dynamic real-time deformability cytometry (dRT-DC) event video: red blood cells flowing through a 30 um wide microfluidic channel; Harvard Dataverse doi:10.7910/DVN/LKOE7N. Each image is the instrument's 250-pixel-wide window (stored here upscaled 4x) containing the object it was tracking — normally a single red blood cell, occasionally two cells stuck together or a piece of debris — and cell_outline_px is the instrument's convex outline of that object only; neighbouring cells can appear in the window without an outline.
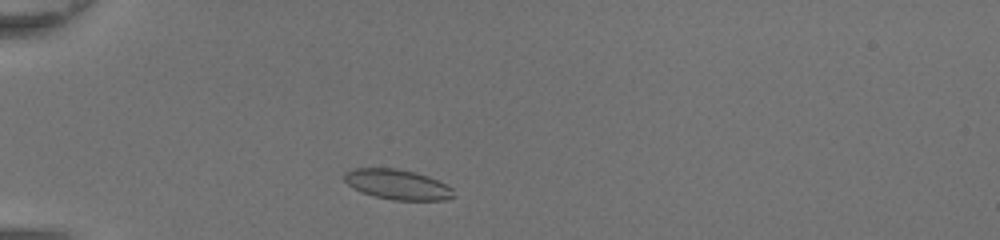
{"species": "common noctule bat (a hibernating species)", "species_latin": "Nyctalus noctula", "temperature_condition": "room temperature", "stored_images_in_passage": 36, "camera_frame_rate_fps": 3000, "um_per_image_px": 0.085, "animal": {"sex": "female", "body_mass_g": 20.0, "forearm_length_mm": 54.0}, "frame": {"image": 1, "passage_image": 3, "time_ms": 0.667, "image_size_px": [1000, 240], "cell_outline_px": [[456, 196], [444, 200], [392, 200], [376, 196], [364, 192], [348, 184], [344, 180], [344, 172], [352, 168], [396, 168], [428, 176], [452, 188]], "centroid_in_image_um": [33.79, 15.67], "position_along_channel_um": 51.2, "area_um2": 18.9}}
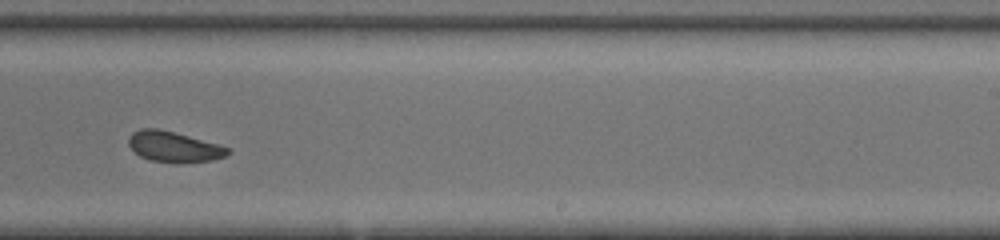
{"frame": {"image": 2, "passage_image": 20, "time_ms": 6.333, "image_size_px": [1000, 240], "cell_outline_px": [[232, 152], [224, 156], [212, 160], [180, 164], [176, 164], [152, 160], [140, 156], [128, 144], [128, 140], [132, 132], [140, 128], [156, 128], [220, 144], [228, 148]], "centroid_in_image_um": [14.79, 12.49], "position_along_channel_um": 274.2, "area_um2": 17.69}}
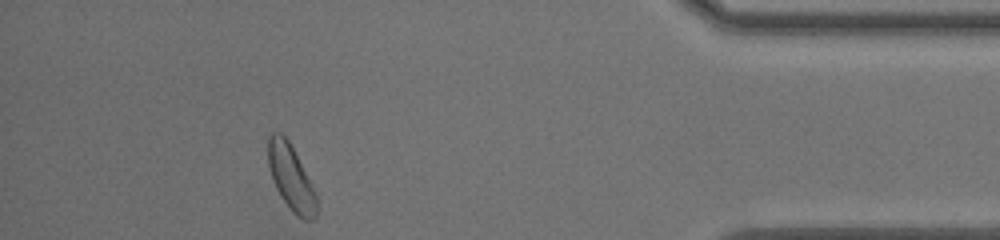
{"frame": {"image": 3, "passage_image": 32, "time_ms": 10.333, "image_size_px": [1000, 240], "cell_outline_px": [[316, 216], [312, 220], [304, 220], [296, 216], [288, 208], [280, 196], [272, 180], [268, 168], [268, 136], [272, 132], [280, 132], [288, 140], [312, 184], [316, 192]], "centroid_in_image_um": [24.71, 15.12], "position_along_channel_um": 410.5, "area_um2": 18.55}, "authors_computed_cell_mechanics": {"area_um2": 18.5538, "velocity_mm_per_s": 4.4233, "shape_relaxation_time_tau1_ms": 4.5297, "shape_relaxation_time_tau2_ms": 1.7524, "deformation_change_tau1": 0.088, "deformation_change_tau2": 0.0786}}